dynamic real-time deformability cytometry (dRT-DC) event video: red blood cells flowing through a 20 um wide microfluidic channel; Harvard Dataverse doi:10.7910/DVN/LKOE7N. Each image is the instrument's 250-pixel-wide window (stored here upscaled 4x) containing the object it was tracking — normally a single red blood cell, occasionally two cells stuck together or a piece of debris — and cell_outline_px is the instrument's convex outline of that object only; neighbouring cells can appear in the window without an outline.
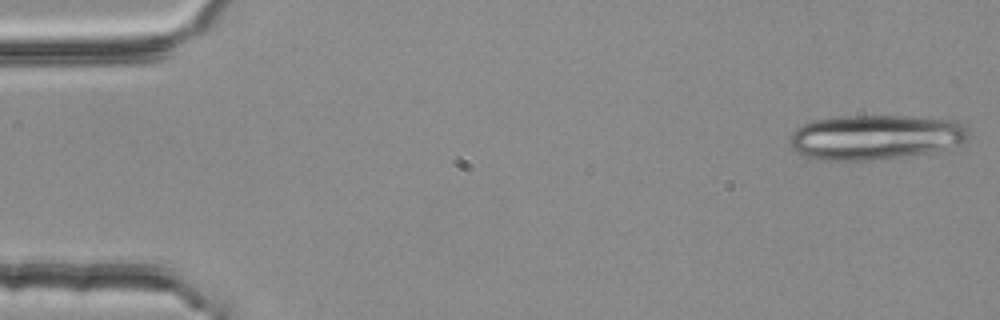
{"species": "common noctule bat (a hibernating species)", "species_latin": "Nyctalus noctula", "temperature_condition": "room temperature", "stored_images_in_passage": 19, "camera_frame_rate_fps": 3000, "um_per_image_px": 0.085, "animal": {"sex": "female", "body_mass_g": 25.1}, "frame": {"image": 1, "passage_image": 1, "time_ms": 0.0, "image_size_px": [1000, 320], "cell_outline_px": [[972, 136], [968, 140], [960, 144], [928, 152], [872, 160], [820, 160], [804, 156], [796, 152], [792, 148], [788, 140], [788, 136], [800, 124], [812, 120], [836, 116], [912, 116], [956, 120], [964, 124], [968, 128]], "centroid_in_image_um": [74.38, 11.64], "position_along_channel_um": 10.6, "area_um2": 47.28}}